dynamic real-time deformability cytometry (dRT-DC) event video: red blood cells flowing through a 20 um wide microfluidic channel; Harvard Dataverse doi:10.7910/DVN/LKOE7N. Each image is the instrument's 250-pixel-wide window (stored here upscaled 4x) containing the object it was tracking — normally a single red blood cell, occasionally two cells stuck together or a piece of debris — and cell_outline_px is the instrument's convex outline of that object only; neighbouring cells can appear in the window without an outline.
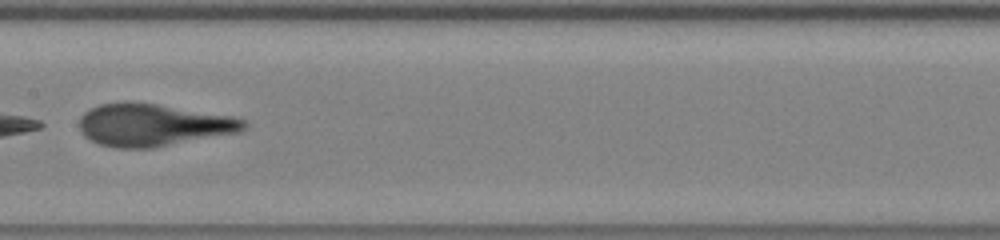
{"species": "human", "species_latin": "Homo sapiens", "temperature_condition": "warm", "stored_images_in_passage": 16, "camera_frame_rate_fps": 3000, "um_per_image_px": 0.085, "donor": {"sex": "male"}, "frame": {"image": 1, "passage_image": 14, "time_ms": 4.333, "image_size_px": [1000, 240], "cell_outline_px": [[248, 124], [240, 132], [152, 148], [116, 148], [100, 144], [84, 136], [80, 132], [80, 116], [84, 112], [100, 104], [124, 100], [156, 104], [232, 116], [244, 120]], "centroid_in_image_um": [12.98, 10.61], "position_along_channel_um": 194.4, "area_um2": 40.63}}